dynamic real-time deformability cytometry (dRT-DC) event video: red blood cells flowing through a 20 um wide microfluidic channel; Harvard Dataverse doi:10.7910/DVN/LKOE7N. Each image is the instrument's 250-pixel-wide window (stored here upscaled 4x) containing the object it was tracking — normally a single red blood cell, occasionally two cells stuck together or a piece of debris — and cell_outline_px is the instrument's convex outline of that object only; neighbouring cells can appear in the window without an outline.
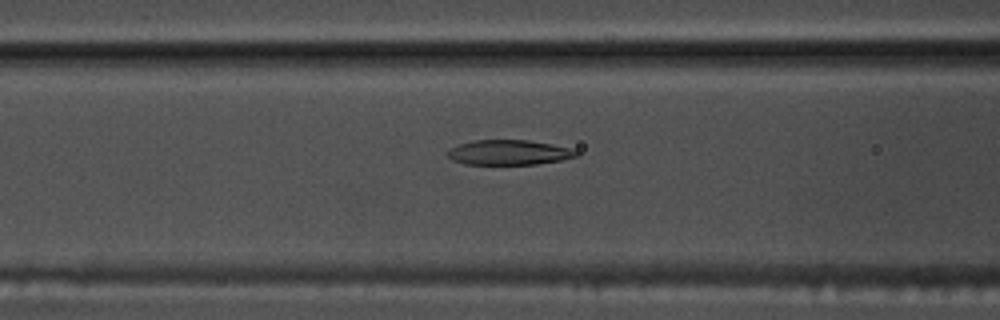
{"species": "common noctule bat (a hibernating species)", "species_latin": "Nyctalus noctula", "temperature_condition": "warm", "stored_images_in_passage": 54, "camera_frame_rate_fps": 3000, "um_per_image_px": 0.085, "animal": {"sex": "male", "body_mass_g": 17.5, "forearm_length_mm": 52.3}, "frame": {"image": 1, "passage_image": 22, "time_ms": 7.0, "image_size_px": [1000, 320], "cell_outline_px": [[580, 152], [576, 156], [560, 160], [536, 164], [464, 164], [452, 160], [448, 156], [448, 152], [452, 148], [460, 144], [472, 140], [528, 140], [552, 144], [572, 148]], "centroid_in_image_um": [43.28, 12.95], "position_along_channel_um": 123.3, "area_um2": 18.61}}
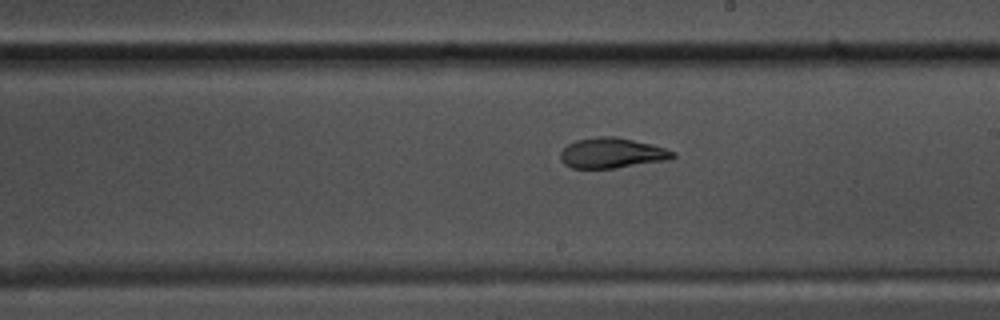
{"frame": {"image": 2, "passage_image": 31, "time_ms": 10.0, "image_size_px": [1000, 320], "cell_outline_px": [[676, 156], [664, 160], [612, 168], [572, 168], [564, 164], [560, 160], [560, 152], [568, 144], [576, 140], [600, 136], [616, 136], [652, 144], [676, 152]], "centroid_in_image_um": [51.97, 12.99], "position_along_channel_um": 237.0, "area_um2": 19.65}}
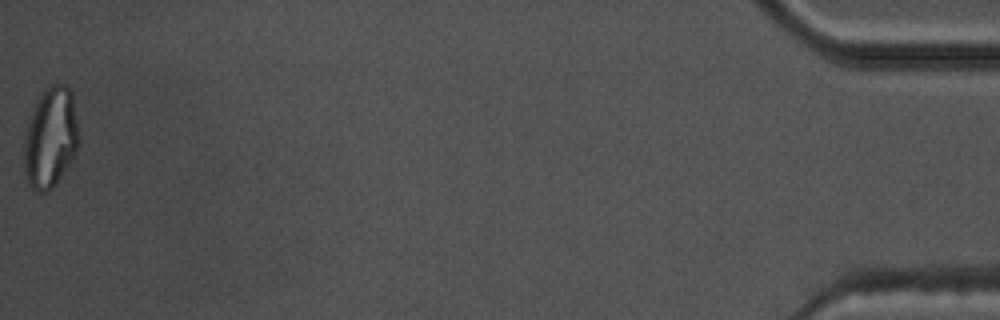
{"frame": {"image": 3, "passage_image": 54, "time_ms": 17.667, "image_size_px": [1000, 320], "cell_outline_px": [[80, 144], [76, 152], [52, 188], [48, 192], [40, 192], [32, 188], [28, 184], [24, 168], [24, 136], [36, 100], [44, 88], [48, 84], [64, 84], [72, 92], [80, 132]], "centroid_in_image_um": [4.31, 11.66], "position_along_channel_um": 430.9, "area_um2": 32.37}, "authors_computed_cell_mechanics": {"area_um2": 20.7213, "velocity_mm_per_s": 3.8093, "shape_relaxation_time_tau1_ms": 6.1738, "shape_relaxation_time_tau2_ms": 2.752, "deformation_change_tau1": 0.2228, "deformation_change_tau2": 0.0988}}